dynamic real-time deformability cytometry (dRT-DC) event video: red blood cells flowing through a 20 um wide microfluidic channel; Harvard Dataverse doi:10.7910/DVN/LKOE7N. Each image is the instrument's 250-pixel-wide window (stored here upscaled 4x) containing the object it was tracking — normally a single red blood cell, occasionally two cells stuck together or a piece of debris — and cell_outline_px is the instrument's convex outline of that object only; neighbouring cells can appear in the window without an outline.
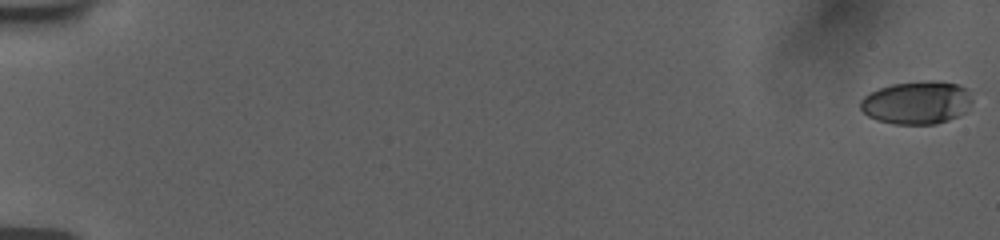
{"species": "human", "species_latin": "Homo sapiens", "temperature_condition": "room temperature", "stored_images_in_passage": 10, "camera_frame_rate_fps": 3000, "um_per_image_px": 0.085, "donor": {"sex": "female"}, "frame": {"image": 1, "passage_image": 1, "time_ms": 0.0, "image_size_px": [1000, 240], "cell_outline_px": [[972, 100], [964, 112], [948, 120], [936, 124], [892, 124], [876, 120], [868, 116], [860, 108], [860, 100], [864, 96], [880, 88], [892, 84], [932, 80], [956, 84], [964, 88]], "centroid_in_image_um": [77.88, 8.73], "position_along_channel_um": 7.1, "area_um2": 27.69}}